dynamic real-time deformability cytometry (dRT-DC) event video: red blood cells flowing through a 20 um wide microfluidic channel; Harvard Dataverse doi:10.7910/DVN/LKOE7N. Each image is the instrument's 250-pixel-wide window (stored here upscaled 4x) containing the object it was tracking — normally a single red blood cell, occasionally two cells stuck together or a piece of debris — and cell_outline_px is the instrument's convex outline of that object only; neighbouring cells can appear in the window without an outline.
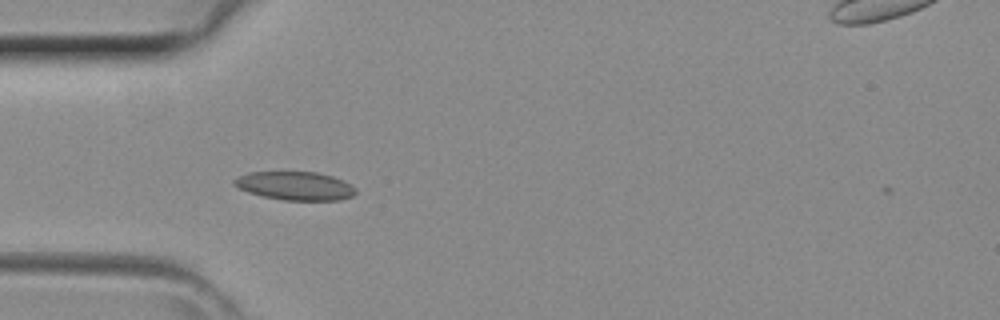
{"species": "common noctule bat (a hibernating species)", "species_latin": "Nyctalus noctula", "temperature_condition": "room temperature", "stored_images_in_passage": 32, "camera_frame_rate_fps": 3000, "um_per_image_px": 0.085, "animal": {"sex": "female", "body_mass_g": 29.2, "forearm_length_mm": 56.3}, "frame": {"image": 1, "passage_image": 1, "time_ms": 0.0, "image_size_px": [1000, 320], "cell_outline_px": [[356, 192], [352, 196], [340, 200], [284, 200], [264, 196], [248, 192], [232, 184], [232, 180], [248, 172], [316, 172], [332, 176], [344, 180], [352, 184], [356, 188]], "centroid_in_image_um": [25.12, 15.79], "position_along_channel_um": 59.9, "area_um2": 20.17}}
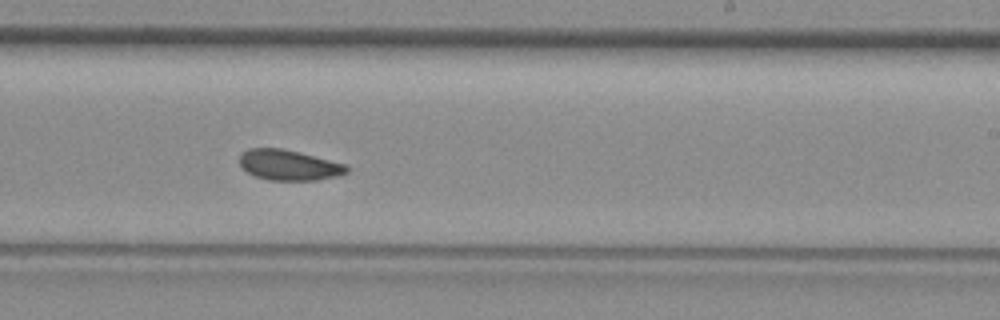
{"frame": {"image": 2, "passage_image": 14, "time_ms": 4.333, "image_size_px": [1000, 320], "cell_outline_px": [[348, 172], [340, 176], [316, 180], [268, 180], [256, 176], [248, 172], [240, 164], [240, 152], [248, 148], [280, 148], [300, 152], [344, 164], [348, 168]], "centroid_in_image_um": [24.55, 14.03], "position_along_channel_um": 264.5, "area_um2": 18.96}}
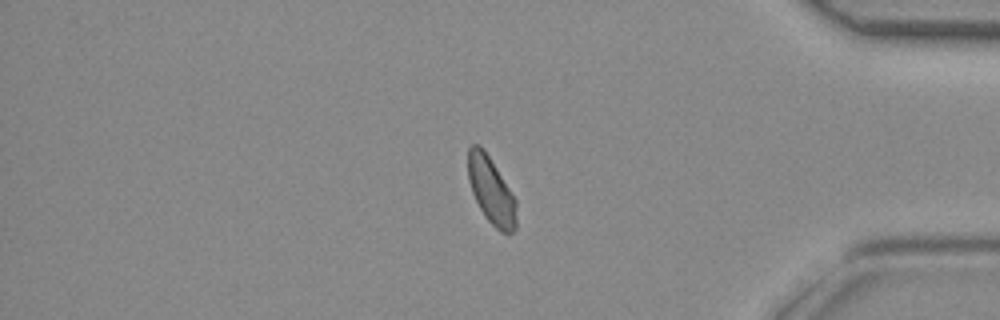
{"frame": {"image": 3, "passage_image": 24, "time_ms": 7.667, "image_size_px": [1000, 320], "cell_outline_px": [[516, 228], [508, 236], [500, 232], [484, 216], [472, 192], [468, 180], [468, 148], [472, 144], [480, 144], [488, 156], [516, 200]], "centroid_in_image_um": [41.74, 16.24], "position_along_channel_um": 393.5, "area_um2": 18.67}}